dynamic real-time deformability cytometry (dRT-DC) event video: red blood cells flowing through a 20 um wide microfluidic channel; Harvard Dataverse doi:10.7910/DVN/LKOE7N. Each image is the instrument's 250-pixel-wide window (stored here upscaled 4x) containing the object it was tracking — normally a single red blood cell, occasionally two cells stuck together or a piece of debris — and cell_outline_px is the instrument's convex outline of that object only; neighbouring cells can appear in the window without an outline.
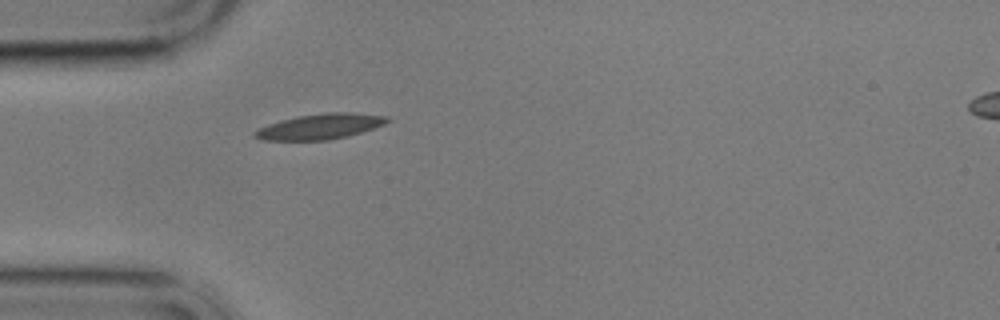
{"species": "common noctule bat (a hibernating species)", "species_latin": "Nyctalus noctula", "temperature_condition": "cold", "stored_images_in_passage": 42, "camera_frame_rate_fps": 3000, "um_per_image_px": 0.085, "animal": {"sex": "male", "body_mass_g": 17.9}, "frame": {"image": 1, "passage_image": 1, "time_ms": 0.0, "image_size_px": [1000, 320], "cell_outline_px": [[392, 120], [384, 124], [348, 136], [328, 140], [260, 140], [252, 136], [252, 132], [268, 124], [280, 120], [296, 116], [328, 112], [348, 112], [388, 116]], "centroid_in_image_um": [27.18, 10.75], "position_along_channel_um": 57.8, "area_um2": 19.65}}
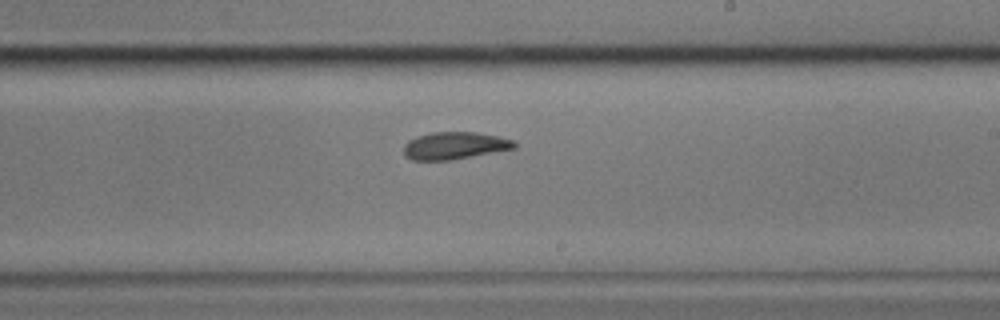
{"frame": {"image": 2, "passage_image": 18, "time_ms": 5.667, "image_size_px": [1000, 320], "cell_outline_px": [[516, 148], [448, 160], [412, 160], [404, 156], [404, 144], [408, 140], [416, 136], [432, 132], [476, 132], [496, 136], [512, 140], [516, 144]], "centroid_in_image_um": [38.58, 12.37], "position_along_channel_um": 250.4, "area_um2": 17.46}}
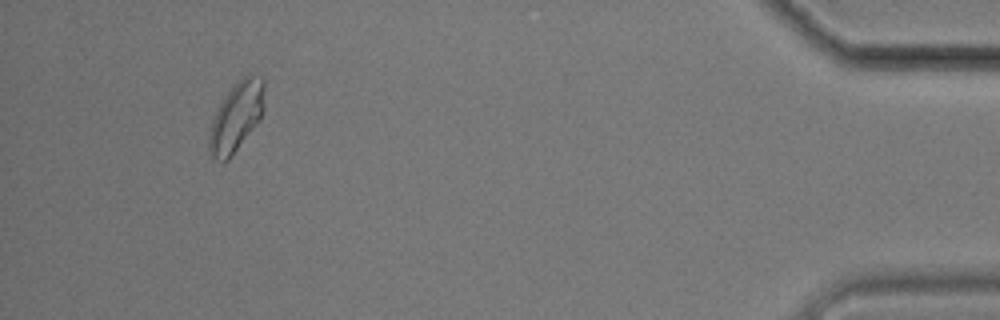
{"frame": {"image": 3, "passage_image": 38, "time_ms": 12.333, "image_size_px": [1000, 320], "cell_outline_px": [[264, 108], [260, 120], [228, 160], [224, 164], [216, 160], [208, 152], [208, 136], [212, 120], [224, 96], [240, 76], [248, 72], [260, 76], [264, 80]], "centroid_in_image_um": [20.09, 9.9], "position_along_channel_um": 415.1, "area_um2": 22.77}, "authors_computed_cell_mechanics": {"area_um2": 18.207, "velocity_mm_per_s": 3.4709, "shape_relaxation_time_tau1_ms": 6.171, "shape_relaxation_time_tau2_ms": 5.1135, "deformation_change_tau1": 0.1423, "deformation_change_tau2": 0.0887}}